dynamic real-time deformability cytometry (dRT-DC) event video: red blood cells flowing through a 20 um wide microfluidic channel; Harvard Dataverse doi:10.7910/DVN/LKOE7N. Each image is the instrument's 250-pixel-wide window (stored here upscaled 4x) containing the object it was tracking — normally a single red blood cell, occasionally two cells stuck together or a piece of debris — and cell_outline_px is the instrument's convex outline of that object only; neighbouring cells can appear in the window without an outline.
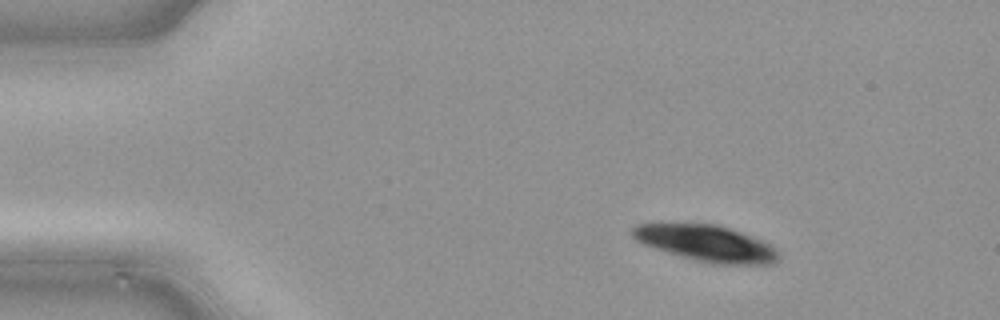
{"species": "common noctule bat (a hibernating species)", "species_latin": "Nyctalus noctula", "temperature_condition": "cold", "stored_images_in_passage": 43, "camera_frame_rate_fps": 3000, "um_per_image_px": 0.085, "animal": {"sex": "male", "body_mass_g": 21.5, "forearm_length_mm": 52.0}, "frame": {"image": 1, "passage_image": 2, "time_ms": 0.333, "image_size_px": [1000, 320], "cell_outline_px": [[780, 256], [772, 264], [712, 264], [692, 260], [640, 244], [632, 236], [632, 228], [636, 224], [716, 224], [764, 240], [776, 248]], "centroid_in_image_um": [60.03, 20.7], "position_along_channel_um": 25.0, "area_um2": 30.98}}